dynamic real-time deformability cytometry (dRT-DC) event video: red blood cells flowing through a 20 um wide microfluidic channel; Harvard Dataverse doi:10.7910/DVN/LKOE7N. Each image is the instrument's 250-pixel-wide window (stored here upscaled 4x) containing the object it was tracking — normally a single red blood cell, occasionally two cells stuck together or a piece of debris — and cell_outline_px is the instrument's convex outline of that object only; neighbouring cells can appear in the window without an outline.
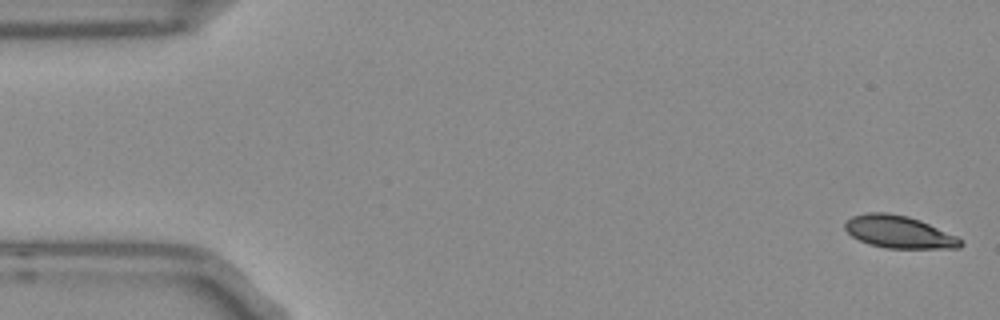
{"species": "Egyptian fruit bat (a non-hibernating species)", "species_latin": "Rousettus aegyptiacus", "temperature_condition": "room temperature", "stored_images_in_passage": 53, "camera_frame_rate_fps": 3000, "um_per_image_px": 0.085, "frame": {"image": 1, "passage_image": 1, "time_ms": 0.0, "image_size_px": [1000, 320], "cell_outline_px": [[964, 244], [960, 248], [884, 248], [868, 244], [852, 236], [844, 228], [844, 224], [852, 216], [868, 212], [884, 212], [908, 216], [920, 220], [956, 236], [964, 240]], "centroid_in_image_um": [76.42, 19.72], "position_along_channel_um": 8.6, "area_um2": 21.85}}
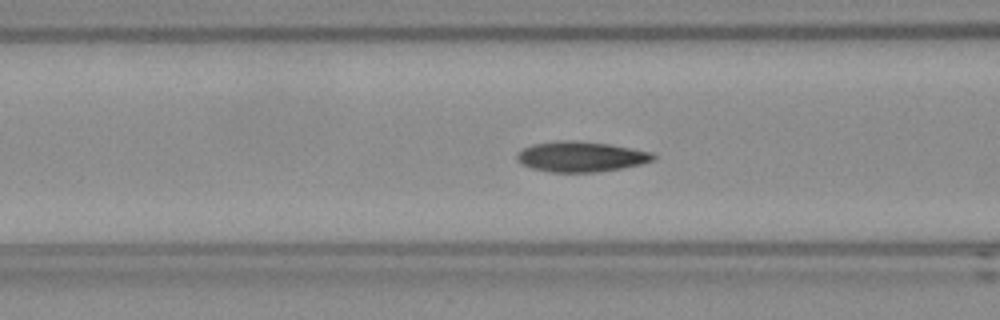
{"frame": {"image": 2, "passage_image": 20, "time_ms": 6.333, "image_size_px": [1000, 320], "cell_outline_px": [[656, 160], [640, 164], [620, 168], [596, 172], [552, 172], [532, 168], [520, 164], [516, 160], [516, 156], [524, 148], [532, 144], [560, 140], [568, 140], [608, 144], [632, 148], [652, 152], [656, 156]], "centroid_in_image_um": [49.38, 13.31], "position_along_channel_um": 117.2, "area_um2": 23.99}}
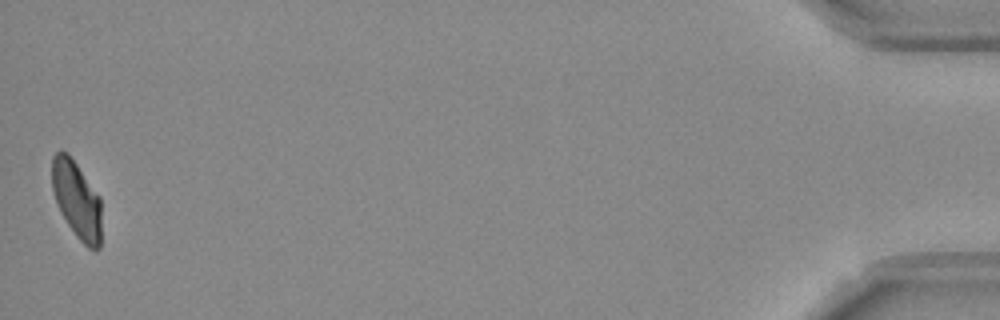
{"frame": {"image": 3, "passage_image": 53, "time_ms": 17.333, "image_size_px": [1000, 320], "cell_outline_px": [[100, 248], [96, 252], [88, 248], [76, 236], [68, 224], [56, 200], [52, 188], [52, 156], [60, 148], [68, 152], [100, 196]], "centroid_in_image_um": [6.52, 16.94], "position_along_channel_um": 428.7, "area_um2": 22.25}, "authors_computed_cell_mechanics": {"area_um2": 23.3512, "velocity_mm_per_s": 3.7411, "shape_relaxation_time_tau1_ms": 6.5329, "shape_relaxation_time_tau2_ms": 2.3364, "deformation_change_tau1": 0.1519, "deformation_change_tau2": 0.0568}}